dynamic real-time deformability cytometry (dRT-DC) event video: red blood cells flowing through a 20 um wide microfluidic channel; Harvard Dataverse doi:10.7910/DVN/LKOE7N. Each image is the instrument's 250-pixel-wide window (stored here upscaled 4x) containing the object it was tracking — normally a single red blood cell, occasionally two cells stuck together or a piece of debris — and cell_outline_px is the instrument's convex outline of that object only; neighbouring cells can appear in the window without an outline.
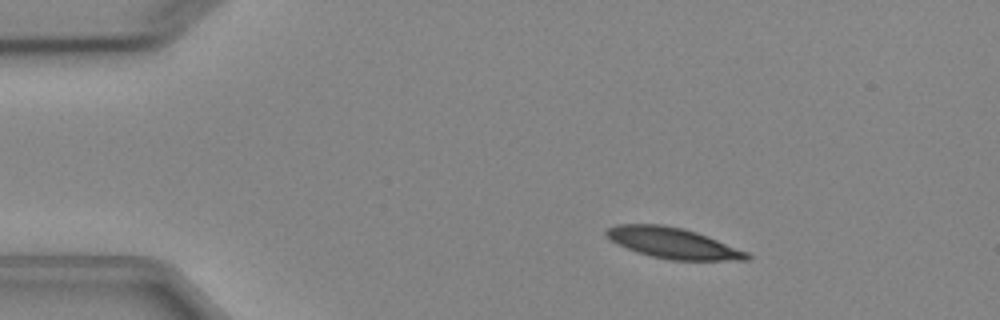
{"species": "Egyptian fruit bat (a non-hibernating species)", "species_latin": "Rousettus aegyptiacus", "temperature_condition": "cold", "stored_images_in_passage": 3, "camera_frame_rate_fps": 3000, "um_per_image_px": 0.085, "animal": {"sex": "female"}, "frame": {"image": 1, "passage_image": 2, "time_ms": 1.333, "image_size_px": [1000, 320], "cell_outline_px": [[752, 260], [672, 260], [652, 256], [636, 252], [616, 244], [604, 232], [608, 228], [616, 224], [660, 224], [684, 228], [708, 236], [748, 252], [752, 256]], "centroid_in_image_um": [57.22, 20.66], "position_along_channel_um": 27.8, "area_um2": 25.2}}